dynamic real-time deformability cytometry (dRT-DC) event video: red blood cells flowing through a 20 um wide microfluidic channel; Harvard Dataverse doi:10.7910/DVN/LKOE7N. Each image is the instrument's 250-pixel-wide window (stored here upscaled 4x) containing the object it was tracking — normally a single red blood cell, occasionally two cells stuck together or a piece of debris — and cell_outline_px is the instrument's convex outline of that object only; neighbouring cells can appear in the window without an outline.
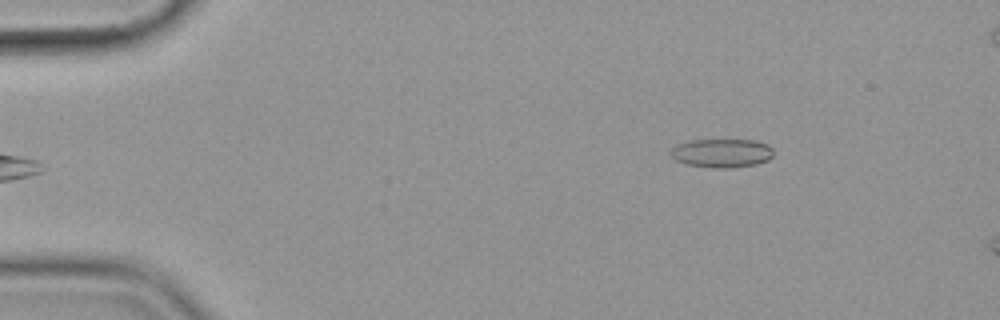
{"species": "common noctule bat (a hibernating species)", "species_latin": "Nyctalus noctula", "temperature_condition": "cold", "stored_images_in_passage": 11, "camera_frame_rate_fps": 3000, "um_per_image_px": 0.085, "animal": {"sex": "female", "body_mass_g": 19.9}, "frame": {"image": 1, "passage_image": 1, "time_ms": 0.0, "image_size_px": [1000, 320], "cell_outline_px": [[772, 156], [768, 160], [756, 164], [732, 168], [716, 168], [688, 164], [676, 160], [668, 152], [676, 144], [688, 140], [756, 140], [768, 144], [772, 148]], "centroid_in_image_um": [61.35, 13.0], "position_along_channel_um": 23.7, "area_um2": 17.28}}